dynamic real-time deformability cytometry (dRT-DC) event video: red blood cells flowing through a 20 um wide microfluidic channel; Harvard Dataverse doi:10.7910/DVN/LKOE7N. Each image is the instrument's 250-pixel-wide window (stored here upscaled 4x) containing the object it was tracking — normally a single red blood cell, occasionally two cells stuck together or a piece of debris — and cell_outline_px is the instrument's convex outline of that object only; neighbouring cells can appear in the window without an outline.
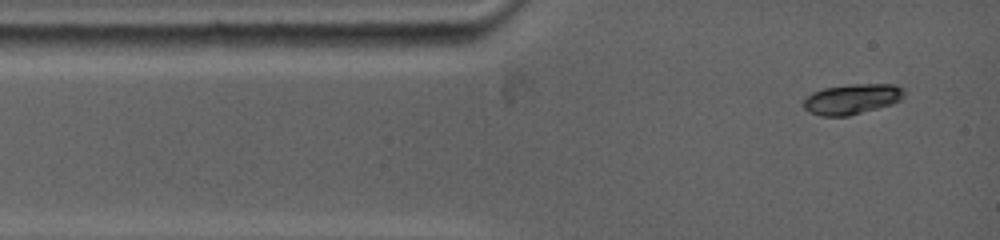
{"species": "common noctule bat (a hibernating species)", "species_latin": "Nyctalus noctula", "temperature_condition": "warm", "stored_images_in_passage": 5, "camera_frame_rate_fps": 5000, "um_per_image_px": 0.085, "animal": {"sex": "female", "body_mass_g": 19.0, "forearm_length_mm": 53.3}, "frame": {"image": 1, "passage_image": 1, "time_ms": 0.0, "image_size_px": [1000, 240], "cell_outline_px": [[904, 96], [900, 100], [892, 104], [848, 116], [820, 116], [808, 112], [804, 108], [804, 100], [812, 92], [824, 88], [852, 84], [892, 84], [904, 88]], "centroid_in_image_um": [72.42, 8.42], "position_along_channel_um": 12.6, "area_um2": 17.74}}
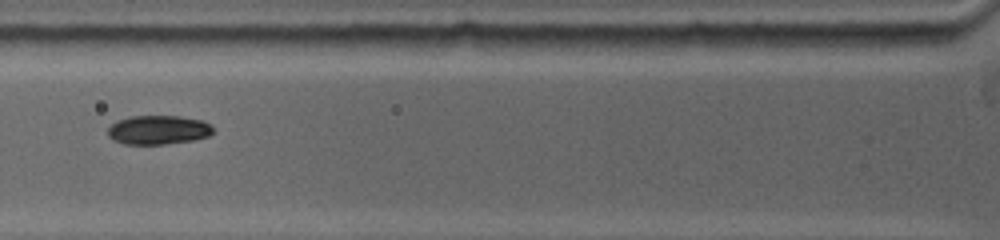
{"frame": {"image": 2, "passage_image": 4, "time_ms": 3.4, "image_size_px": [1000, 240], "cell_outline_px": [[212, 132], [208, 136], [196, 140], [164, 144], [124, 144], [112, 140], [108, 136], [108, 128], [116, 120], [128, 116], [180, 116], [200, 120], [212, 124]], "centroid_in_image_um": [13.43, 11.04], "position_along_channel_um": 112.4, "area_um2": 17.98}}
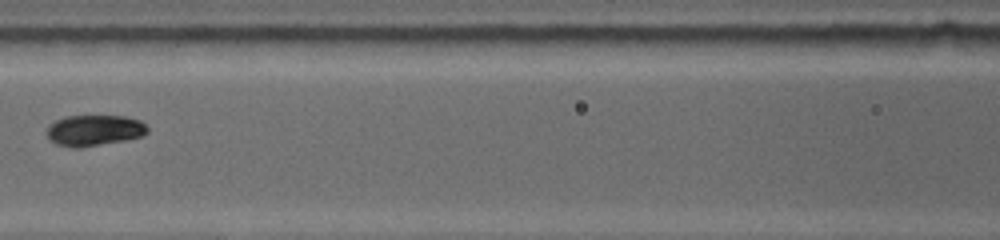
{"frame": {"image": 3, "passage_image": 5, "time_ms": 4.6, "image_size_px": [1000, 240], "cell_outline_px": [[148, 132], [140, 136], [128, 140], [80, 148], [72, 148], [56, 144], [48, 140], [44, 132], [48, 124], [56, 120], [68, 116], [124, 116], [140, 120], [148, 128]], "centroid_in_image_um": [7.95, 11.09], "position_along_channel_um": 158.7, "area_um2": 18.5}}